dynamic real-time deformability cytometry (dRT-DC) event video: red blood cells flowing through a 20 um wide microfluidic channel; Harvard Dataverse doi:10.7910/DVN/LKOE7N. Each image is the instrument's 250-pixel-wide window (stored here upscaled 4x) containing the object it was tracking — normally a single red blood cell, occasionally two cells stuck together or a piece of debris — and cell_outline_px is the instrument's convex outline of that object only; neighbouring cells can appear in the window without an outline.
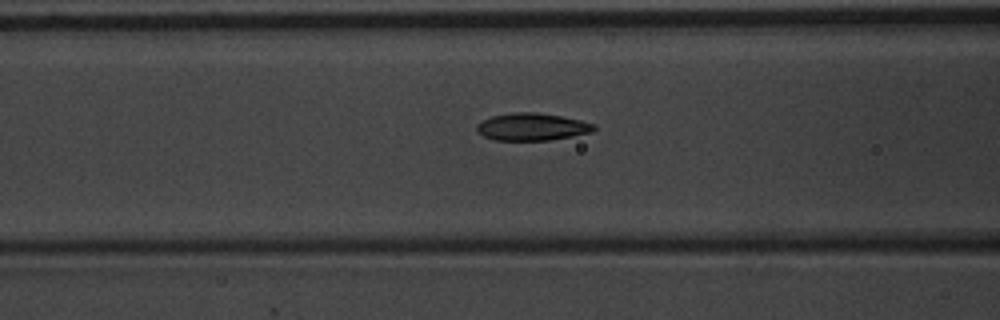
{"species": "common noctule bat (a hibernating species)", "species_latin": "Nyctalus noctula", "temperature_condition": "warm", "stored_images_in_passage": 47, "camera_frame_rate_fps": 3000, "um_per_image_px": 0.085, "animal": {"sex": "male", "body_mass_g": 20.1, "forearm_length_mm": 53.5}, "frame": {"image": 1, "passage_image": 15, "time_ms": 4.667, "image_size_px": [1000, 320], "cell_outline_px": [[596, 128], [592, 132], [572, 136], [548, 140], [496, 140], [484, 136], [476, 128], [476, 124], [492, 116], [516, 112], [536, 112], [560, 116], [580, 120], [596, 124]], "centroid_in_image_um": [45.25, 10.78], "position_along_channel_um": 121.4, "area_um2": 18.5}}
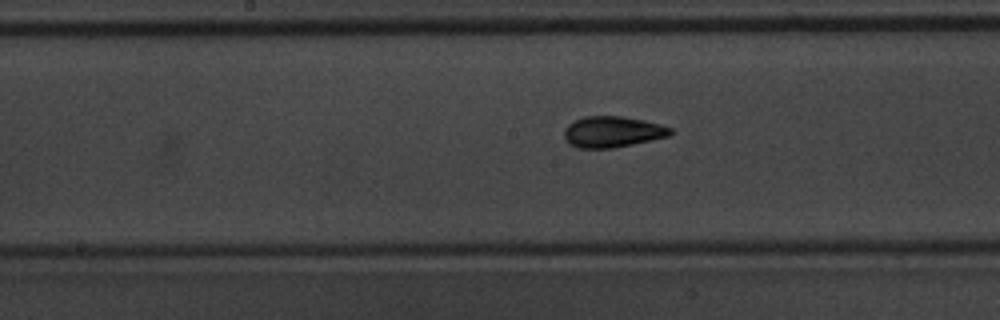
{"frame": {"image": 2, "passage_image": 21, "time_ms": 6.667, "image_size_px": [1000, 320], "cell_outline_px": [[672, 132], [668, 136], [652, 140], [612, 148], [576, 148], [568, 144], [564, 140], [564, 128], [568, 124], [584, 116], [620, 116], [644, 120], [660, 124], [672, 128]], "centroid_in_image_um": [52.02, 11.21], "position_along_channel_um": 196.2, "area_um2": 19.31}}
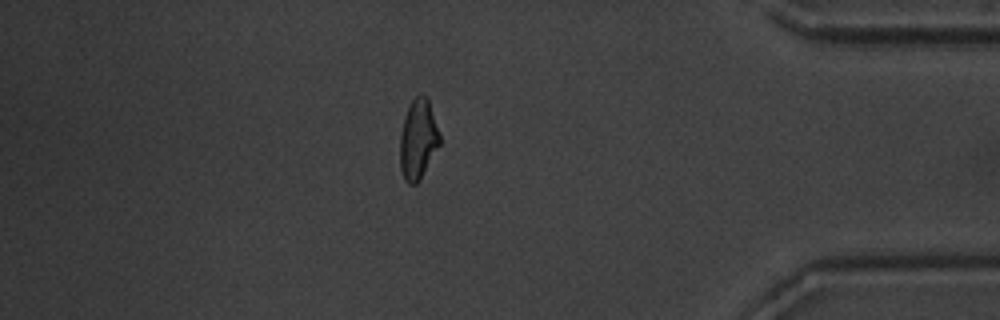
{"frame": {"image": 3, "passage_image": 40, "time_ms": 13.0, "image_size_px": [1000, 320], "cell_outline_px": [[440, 144], [420, 180], [416, 184], [408, 184], [404, 180], [400, 168], [400, 136], [404, 116], [412, 100], [420, 92], [428, 96], [440, 136]], "centroid_in_image_um": [35.53, 11.83], "position_along_channel_um": 399.7, "area_um2": 18.67}, "authors_computed_cell_mechanics": {"area_um2": 18.4382, "velocity_mm_per_s": 3.7186, "shape_relaxation_time_tau1_ms": 4.0216, "shape_relaxation_time_tau2_ms": 1.5969, "deformation_change_tau1": 0.1677, "deformation_change_tau2": 0.074}}